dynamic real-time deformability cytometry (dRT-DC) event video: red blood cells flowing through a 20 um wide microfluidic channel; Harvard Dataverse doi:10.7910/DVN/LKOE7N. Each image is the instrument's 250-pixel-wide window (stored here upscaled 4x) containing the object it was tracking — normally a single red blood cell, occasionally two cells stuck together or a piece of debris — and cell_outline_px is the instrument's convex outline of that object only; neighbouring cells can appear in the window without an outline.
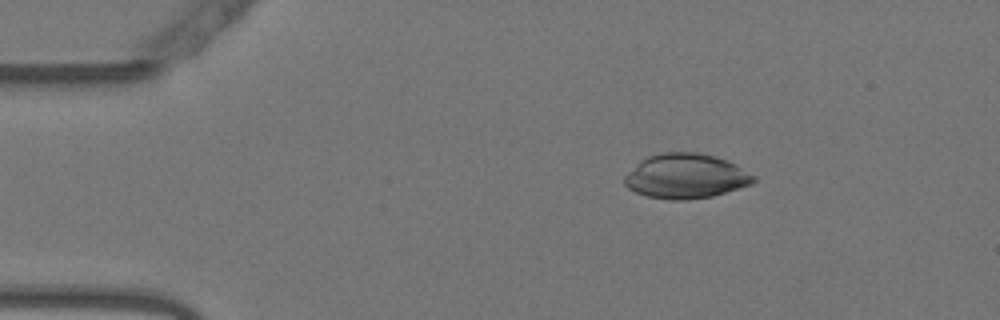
{"species": "Egyptian fruit bat (a non-hibernating species)", "species_latin": "Rousettus aegyptiacus", "temperature_condition": "warm", "stored_images_in_passage": 52, "camera_frame_rate_fps": 3000, "um_per_image_px": 0.085, "animal": {"sex": "female"}, "frame": {"image": 1, "passage_image": 8, "time_ms": 2.333, "image_size_px": [1000, 320], "cell_outline_px": [[756, 180], [752, 184], [712, 196], [688, 200], [672, 200], [648, 196], [636, 192], [628, 188], [624, 184], [624, 176], [640, 160], [648, 156], [660, 152], [696, 152], [716, 156], [736, 164], [756, 176]], "centroid_in_image_um": [58.3, 14.96], "position_along_channel_um": 26.7, "area_um2": 33.76}}
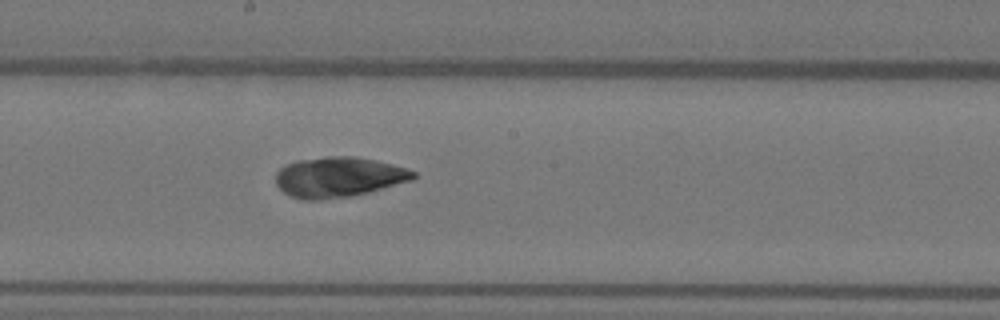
{"frame": {"image": 2, "passage_image": 28, "time_ms": 9.0, "image_size_px": [1000, 320], "cell_outline_px": [[416, 176], [412, 180], [368, 192], [352, 196], [320, 200], [304, 200], [292, 196], [284, 192], [276, 184], [276, 172], [284, 164], [296, 160], [328, 156], [352, 156], [376, 160], [408, 168], [416, 172]], "centroid_in_image_um": [28.77, 15.04], "position_along_channel_um": 219.4, "area_um2": 32.37}}
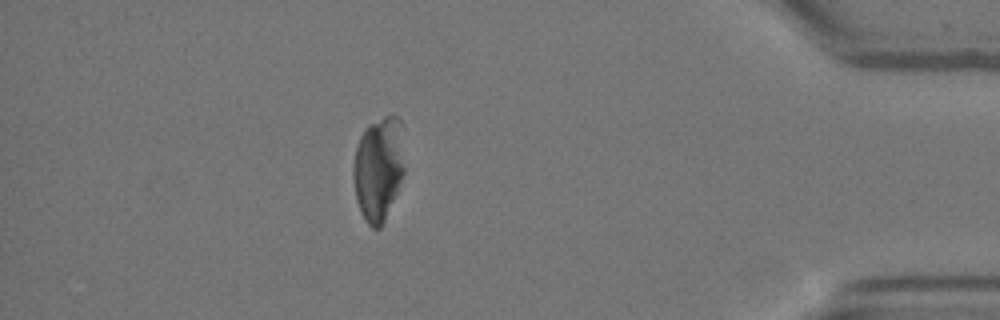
{"frame": {"image": 3, "passage_image": 46, "time_ms": 15.0, "image_size_px": [1000, 320], "cell_outline_px": [[404, 172], [396, 192], [384, 220], [380, 228], [372, 228], [364, 220], [360, 212], [356, 200], [352, 176], [352, 168], [356, 148], [360, 136], [368, 124], [384, 116], [396, 116], [400, 120], [404, 168]], "centroid_in_image_um": [32.13, 14.34], "position_along_channel_um": 403.1, "area_um2": 30.92}}